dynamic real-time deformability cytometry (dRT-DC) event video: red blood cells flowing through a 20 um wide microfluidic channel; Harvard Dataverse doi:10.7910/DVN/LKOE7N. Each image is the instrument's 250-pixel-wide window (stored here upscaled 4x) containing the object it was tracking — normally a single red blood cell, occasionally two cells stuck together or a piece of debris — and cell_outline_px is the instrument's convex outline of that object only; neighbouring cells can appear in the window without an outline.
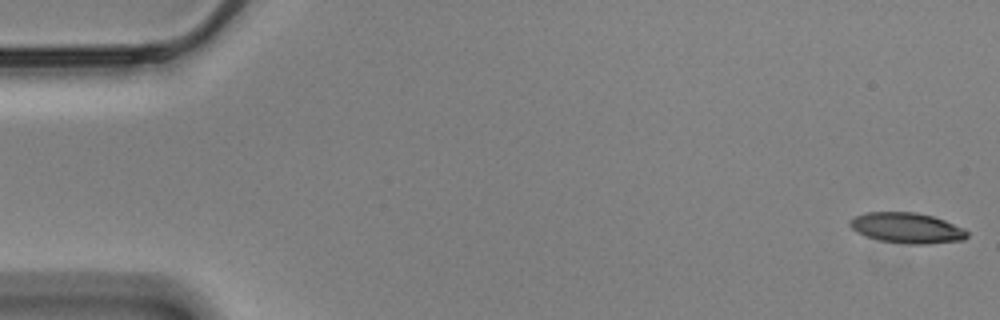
{"species": "Egyptian fruit bat (a non-hibernating species)", "species_latin": "Rousettus aegyptiacus", "temperature_condition": "cold", "stored_images_in_passage": 2, "camera_frame_rate_fps": 3000, "um_per_image_px": 0.085, "animal": {"sex": "male"}, "frame": {"image": 1, "passage_image": 1, "time_ms": 0.0, "image_size_px": [1000, 320], "cell_outline_px": [[968, 236], [964, 240], [920, 244], [904, 244], [880, 240], [864, 236], [852, 228], [848, 224], [856, 216], [868, 212], [916, 212], [932, 216], [944, 220], [964, 228], [968, 232]], "centroid_in_image_um": [77.1, 19.38], "position_along_channel_um": 7.9, "area_um2": 20.69}}